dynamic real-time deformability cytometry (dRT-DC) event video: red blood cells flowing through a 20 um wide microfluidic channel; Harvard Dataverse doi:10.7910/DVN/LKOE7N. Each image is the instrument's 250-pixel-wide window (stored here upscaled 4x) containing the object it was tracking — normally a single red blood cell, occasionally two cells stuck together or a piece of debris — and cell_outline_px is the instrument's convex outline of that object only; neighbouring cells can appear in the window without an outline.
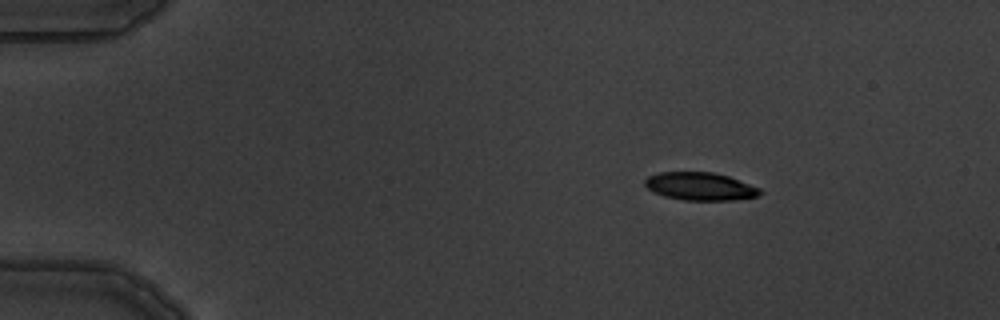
{"species": "common noctule bat (a hibernating species)", "species_latin": "Nyctalus noctula", "temperature_condition": "warm", "stored_images_in_passage": 5, "camera_frame_rate_fps": 3000, "um_per_image_px": 0.085, "animal": {"sex": "male", "body_mass_g": 19.5, "forearm_length_mm": 54.6}, "frame": {"image": 1, "passage_image": 3, "time_ms": 2.333, "image_size_px": [1000, 320], "cell_outline_px": [[764, 192], [756, 196], [736, 200], [684, 200], [664, 196], [652, 192], [644, 184], [644, 180], [648, 176], [660, 172], [712, 172], [728, 176], [760, 188]], "centroid_in_image_um": [59.5, 15.84], "position_along_channel_um": 25.5, "area_um2": 18.73}}